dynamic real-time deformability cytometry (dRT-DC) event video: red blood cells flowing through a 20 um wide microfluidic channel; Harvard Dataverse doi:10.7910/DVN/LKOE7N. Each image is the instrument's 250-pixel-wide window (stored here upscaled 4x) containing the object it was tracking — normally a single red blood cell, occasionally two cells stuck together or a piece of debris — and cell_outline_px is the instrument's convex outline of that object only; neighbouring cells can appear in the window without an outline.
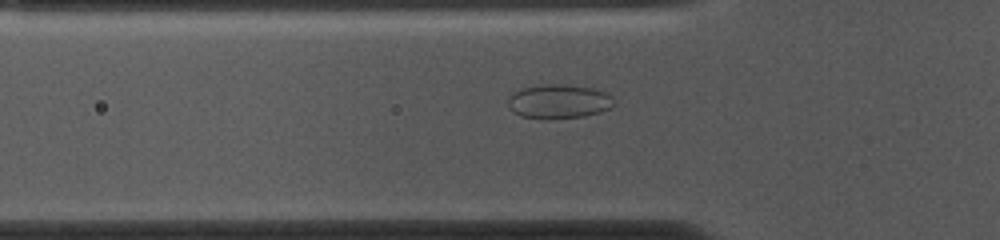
{"species": "common noctule bat (a hibernating species)", "species_latin": "Nyctalus noctula", "temperature_condition": "cold", "stored_images_in_passage": 53, "camera_frame_rate_fps": 3000, "um_per_image_px": 0.085, "animal": {"sex": "female", "body_mass_g": 10.0, "forearm_length_mm": 53.1}, "frame": {"image": 1, "passage_image": 16, "time_ms": 5.0, "image_size_px": [1000, 240], "cell_outline_px": [[616, 104], [600, 112], [584, 116], [552, 120], [548, 120], [520, 116], [512, 112], [508, 108], [508, 96], [524, 88], [544, 84], [568, 84], [592, 88], [604, 92], [612, 96]], "centroid_in_image_um": [47.48, 8.64], "position_along_channel_um": 78.3, "area_um2": 21.39}}
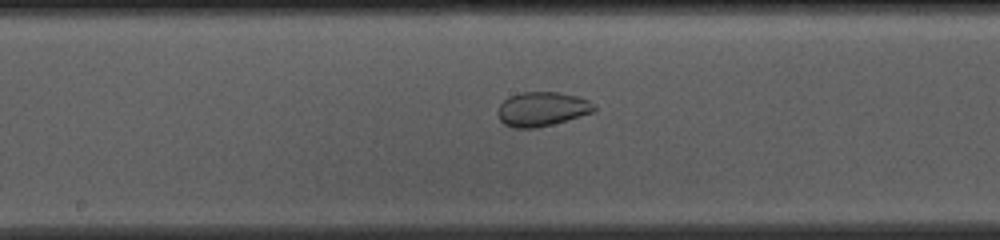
{"frame": {"image": 2, "passage_image": 26, "time_ms": 8.333, "image_size_px": [1000, 240], "cell_outline_px": [[596, 108], [592, 112], [580, 116], [552, 124], [536, 128], [512, 128], [504, 124], [500, 120], [496, 112], [500, 104], [508, 96], [520, 92], [560, 92], [580, 96], [596, 104]], "centroid_in_image_um": [46.06, 9.26], "position_along_channel_um": 202.1, "area_um2": 19.48}}
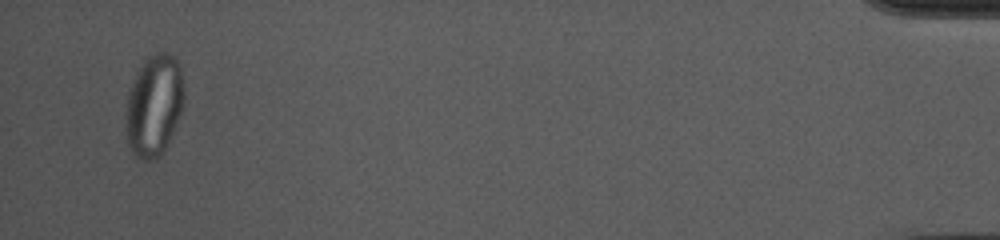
{"frame": {"image": 3, "passage_image": 51, "time_ms": 16.667, "image_size_px": [1000, 240], "cell_outline_px": [[184, 104], [172, 132], [160, 156], [152, 160], [140, 160], [128, 148], [128, 92], [144, 60], [148, 56], [156, 52], [168, 52], [176, 56], [180, 64], [184, 88]], "centroid_in_image_um": [13.14, 8.91], "position_along_channel_um": 422.1, "area_um2": 33.93}, "authors_computed_cell_mechanics": {"area_um2": 27.6284, "velocity_mm_per_s": 3.6918, "shape_relaxation_time_tau1_ms": null, "shape_relaxation_time_tau2_ms": 1.4469, "deformation_change_tau1": null, "deformation_change_tau2": 0.0439}}